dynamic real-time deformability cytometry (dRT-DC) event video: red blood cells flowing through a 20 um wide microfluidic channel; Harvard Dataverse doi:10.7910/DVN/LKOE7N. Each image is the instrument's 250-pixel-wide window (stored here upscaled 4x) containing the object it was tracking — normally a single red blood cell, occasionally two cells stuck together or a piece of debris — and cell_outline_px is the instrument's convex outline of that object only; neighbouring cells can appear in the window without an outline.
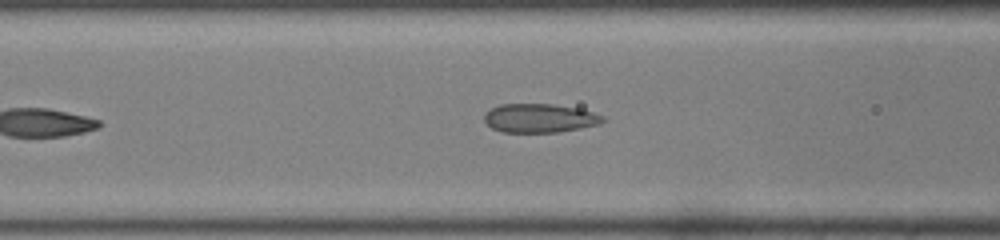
{"species": "common noctule bat (a hibernating species)", "species_latin": "Nyctalus noctula", "temperature_condition": "room temperature", "stored_images_in_passage": 24, "camera_frame_rate_fps": 3000, "um_per_image_px": 0.085, "animal": {"sex": "male", "body_mass_g": 19.0, "forearm_length_mm": 50.8}, "frame": {"image": 1, "passage_image": 8, "time_ms": 2.333, "image_size_px": [1000, 240], "cell_outline_px": [[608, 120], [600, 124], [580, 128], [556, 132], [504, 132], [492, 128], [484, 120], [484, 116], [492, 108], [500, 104], [552, 104], [576, 108], [592, 112], [604, 116]], "centroid_in_image_um": [45.91, 10.04], "position_along_channel_um": 120.7, "area_um2": 19.77}}